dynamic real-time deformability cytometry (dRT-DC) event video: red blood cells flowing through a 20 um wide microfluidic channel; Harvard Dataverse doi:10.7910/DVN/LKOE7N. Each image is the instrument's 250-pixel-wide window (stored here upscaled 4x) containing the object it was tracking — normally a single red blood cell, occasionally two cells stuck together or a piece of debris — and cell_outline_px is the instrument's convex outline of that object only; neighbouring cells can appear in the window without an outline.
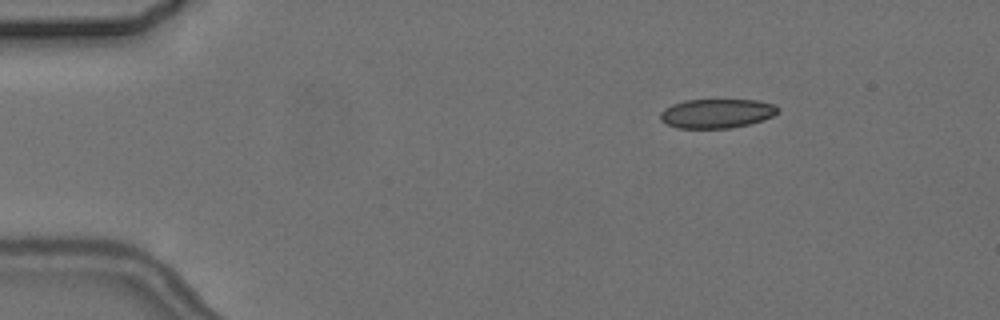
{"species": "common noctule bat (a hibernating species)", "species_latin": "Nyctalus noctula", "temperature_condition": "cold", "stored_images_in_passage": 5, "camera_frame_rate_fps": 3000, "um_per_image_px": 0.085, "animal": {"sex": "female", "body_mass_g": 24.6, "forearm_length_mm": 56.2}, "frame": {"image": 1, "passage_image": 2, "time_ms": 1.0, "image_size_px": [1000, 320], "cell_outline_px": [[780, 108], [772, 116], [764, 120], [732, 128], [676, 128], [660, 120], [660, 112], [664, 108], [672, 104], [684, 100], [756, 100], [776, 104]], "centroid_in_image_um": [60.92, 9.64], "position_along_channel_um": 24.1, "area_um2": 20.11}}
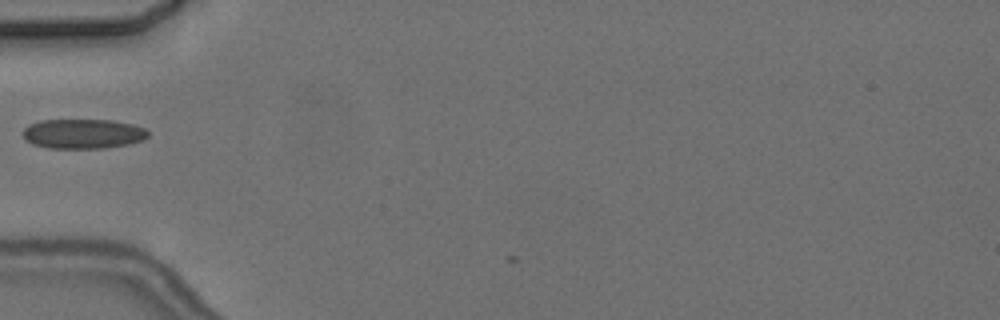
{"frame": {"image": 2, "passage_image": 5, "time_ms": 4.667, "image_size_px": [1000, 320], "cell_outline_px": [[148, 136], [144, 140], [128, 144], [104, 148], [48, 148], [32, 144], [24, 140], [20, 132], [28, 124], [40, 120], [112, 120], [132, 124], [144, 128], [148, 132]], "centroid_in_image_um": [7.0, 11.37], "position_along_channel_um": 78.0, "area_um2": 21.91}}